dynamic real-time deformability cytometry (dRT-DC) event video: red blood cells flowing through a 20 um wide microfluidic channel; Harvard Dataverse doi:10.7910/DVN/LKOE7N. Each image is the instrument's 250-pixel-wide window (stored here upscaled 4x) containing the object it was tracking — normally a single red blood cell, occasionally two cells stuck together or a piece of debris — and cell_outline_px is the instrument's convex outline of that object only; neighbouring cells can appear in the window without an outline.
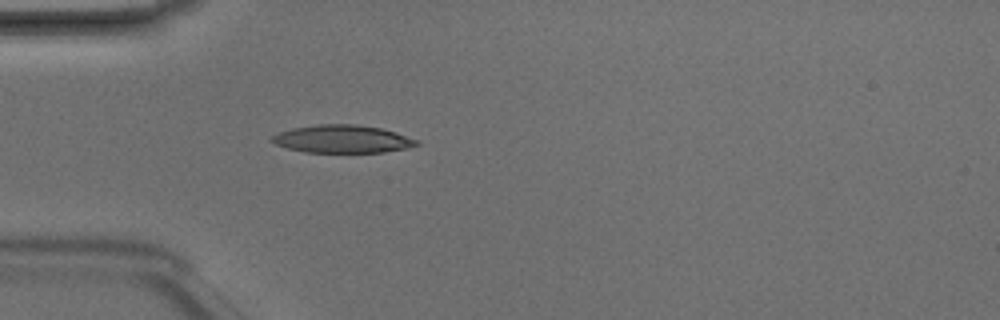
{"species": "Egyptian fruit bat (a non-hibernating species)", "species_latin": "Rousettus aegyptiacus", "temperature_condition": "room temperature", "stored_images_in_passage": 4, "camera_frame_rate_fps": 3000, "um_per_image_px": 0.085, "animal": {"sex": "male"}, "frame": {"image": 1, "passage_image": 4, "time_ms": 1.0, "image_size_px": [1000, 320], "cell_outline_px": [[420, 144], [408, 148], [384, 152], [304, 152], [288, 148], [276, 144], [272, 140], [272, 136], [280, 132], [292, 128], [320, 124], [356, 124], [380, 128], [396, 132], [420, 140]], "centroid_in_image_um": [29.16, 11.81], "position_along_channel_um": 55.8, "area_um2": 23.41}}